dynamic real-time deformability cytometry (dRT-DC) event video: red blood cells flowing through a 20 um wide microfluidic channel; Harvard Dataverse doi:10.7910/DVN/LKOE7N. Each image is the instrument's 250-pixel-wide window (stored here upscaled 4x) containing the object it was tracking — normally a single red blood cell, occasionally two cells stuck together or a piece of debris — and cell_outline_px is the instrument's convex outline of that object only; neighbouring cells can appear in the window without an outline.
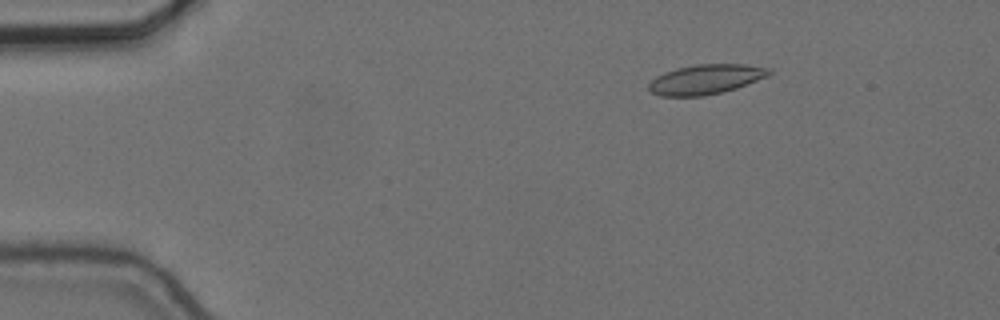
{"species": "common noctule bat (a hibernating species)", "species_latin": "Nyctalus noctula", "temperature_condition": "cold", "stored_images_in_passage": 50, "camera_frame_rate_fps": 3000, "um_per_image_px": 0.085, "animal": {"sex": "female", "body_mass_g": 24.6, "forearm_length_mm": 56.2}, "frame": {"image": 1, "passage_image": 2, "time_ms": 0.333, "image_size_px": [1000, 320], "cell_outline_px": [[772, 72], [768, 76], [736, 88], [704, 96], [660, 96], [652, 92], [648, 88], [648, 84], [656, 76], [664, 72], [676, 68], [696, 64], [744, 64], [772, 68]], "centroid_in_image_um": [59.99, 6.73], "position_along_channel_um": 25.0, "area_um2": 20.87}}
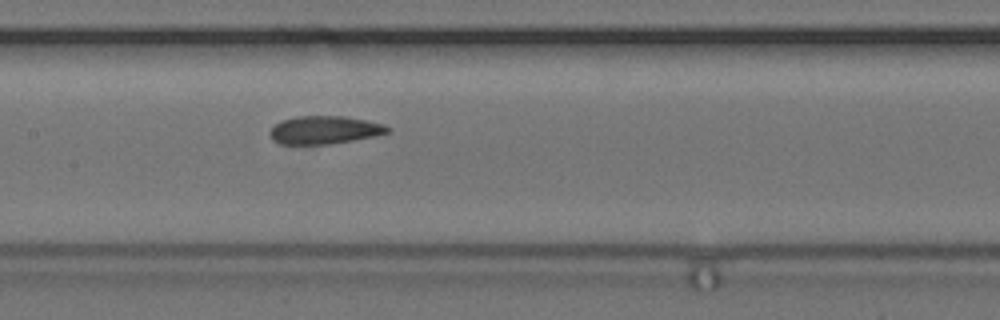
{"frame": {"image": 2, "passage_image": 21, "time_ms": 6.667, "image_size_px": [1000, 320], "cell_outline_px": [[392, 132], [376, 136], [332, 144], [280, 144], [272, 140], [268, 136], [268, 132], [280, 120], [296, 116], [344, 116], [384, 124], [392, 128]], "centroid_in_image_um": [27.59, 11.05], "position_along_channel_um": 179.8, "area_um2": 19.54}}
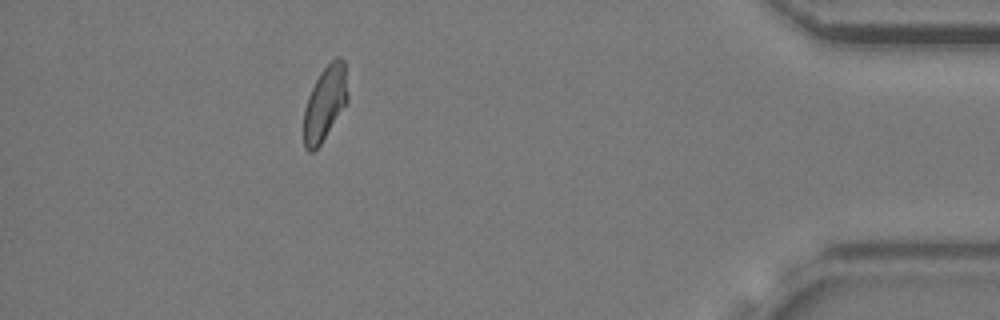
{"frame": {"image": 3, "passage_image": 44, "time_ms": 14.333, "image_size_px": [1000, 320], "cell_outline_px": [[348, 100], [320, 144], [312, 152], [308, 152], [304, 148], [304, 108], [308, 96], [320, 72], [336, 56], [340, 56], [344, 60], [348, 96]], "centroid_in_image_um": [27.61, 8.75], "position_along_channel_um": 407.6, "area_um2": 18.79}, "authors_computed_cell_mechanics": {"area_um2": 20.0277, "velocity_mm_per_s": 3.6529, "shape_relaxation_time_tau1_ms": null, "shape_relaxation_time_tau2_ms": 2.569, "deformation_change_tau1": null, "deformation_change_tau2": 0.0771}}